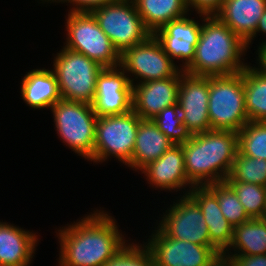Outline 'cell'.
<instances>
[{"mask_svg": "<svg viewBox=\"0 0 266 266\" xmlns=\"http://www.w3.org/2000/svg\"><path fill=\"white\" fill-rule=\"evenodd\" d=\"M257 51L258 54H266V40L260 44Z\"/></svg>", "mask_w": 266, "mask_h": 266, "instance_id": "74e56055", "label": "cell"}, {"mask_svg": "<svg viewBox=\"0 0 266 266\" xmlns=\"http://www.w3.org/2000/svg\"><path fill=\"white\" fill-rule=\"evenodd\" d=\"M265 8L266 0H224L215 16L246 43L255 34Z\"/></svg>", "mask_w": 266, "mask_h": 266, "instance_id": "d6986e66", "label": "cell"}, {"mask_svg": "<svg viewBox=\"0 0 266 266\" xmlns=\"http://www.w3.org/2000/svg\"><path fill=\"white\" fill-rule=\"evenodd\" d=\"M207 186L216 194L222 214L233 227L250 219L234 189L226 181L215 182Z\"/></svg>", "mask_w": 266, "mask_h": 266, "instance_id": "4316f807", "label": "cell"}, {"mask_svg": "<svg viewBox=\"0 0 266 266\" xmlns=\"http://www.w3.org/2000/svg\"><path fill=\"white\" fill-rule=\"evenodd\" d=\"M90 12L120 55L152 34L145 27L133 0H119Z\"/></svg>", "mask_w": 266, "mask_h": 266, "instance_id": "9c48e42d", "label": "cell"}, {"mask_svg": "<svg viewBox=\"0 0 266 266\" xmlns=\"http://www.w3.org/2000/svg\"><path fill=\"white\" fill-rule=\"evenodd\" d=\"M259 32L266 34V8H265L261 18L259 19L255 34L245 43L246 48H249V45L251 44L252 40H254L253 38H255L257 33H259Z\"/></svg>", "mask_w": 266, "mask_h": 266, "instance_id": "e575fe53", "label": "cell"}, {"mask_svg": "<svg viewBox=\"0 0 266 266\" xmlns=\"http://www.w3.org/2000/svg\"><path fill=\"white\" fill-rule=\"evenodd\" d=\"M234 249V253L229 251ZM223 255L266 254V220L252 218L233 228L232 241Z\"/></svg>", "mask_w": 266, "mask_h": 266, "instance_id": "603a6c76", "label": "cell"}, {"mask_svg": "<svg viewBox=\"0 0 266 266\" xmlns=\"http://www.w3.org/2000/svg\"><path fill=\"white\" fill-rule=\"evenodd\" d=\"M120 67L103 68L98 74L92 103L97 117L120 115L132 110L134 78ZM129 76V77H128Z\"/></svg>", "mask_w": 266, "mask_h": 266, "instance_id": "4fadbf2b", "label": "cell"}, {"mask_svg": "<svg viewBox=\"0 0 266 266\" xmlns=\"http://www.w3.org/2000/svg\"><path fill=\"white\" fill-rule=\"evenodd\" d=\"M140 120L133 110L120 115L98 117L93 163H102L108 157L114 156L128 165L132 161Z\"/></svg>", "mask_w": 266, "mask_h": 266, "instance_id": "ba28073f", "label": "cell"}, {"mask_svg": "<svg viewBox=\"0 0 266 266\" xmlns=\"http://www.w3.org/2000/svg\"><path fill=\"white\" fill-rule=\"evenodd\" d=\"M38 236L29 230L0 222V266H29Z\"/></svg>", "mask_w": 266, "mask_h": 266, "instance_id": "ffe728a7", "label": "cell"}, {"mask_svg": "<svg viewBox=\"0 0 266 266\" xmlns=\"http://www.w3.org/2000/svg\"><path fill=\"white\" fill-rule=\"evenodd\" d=\"M63 143L79 156L93 161L97 115L92 104L61 99L51 108Z\"/></svg>", "mask_w": 266, "mask_h": 266, "instance_id": "5b68a950", "label": "cell"}, {"mask_svg": "<svg viewBox=\"0 0 266 266\" xmlns=\"http://www.w3.org/2000/svg\"><path fill=\"white\" fill-rule=\"evenodd\" d=\"M243 84L248 120L266 122V74L249 64L243 70Z\"/></svg>", "mask_w": 266, "mask_h": 266, "instance_id": "d4e9b609", "label": "cell"}, {"mask_svg": "<svg viewBox=\"0 0 266 266\" xmlns=\"http://www.w3.org/2000/svg\"><path fill=\"white\" fill-rule=\"evenodd\" d=\"M180 145L188 180L194 186H206L229 176L238 152L237 132L209 130Z\"/></svg>", "mask_w": 266, "mask_h": 266, "instance_id": "3957f363", "label": "cell"}, {"mask_svg": "<svg viewBox=\"0 0 266 266\" xmlns=\"http://www.w3.org/2000/svg\"><path fill=\"white\" fill-rule=\"evenodd\" d=\"M120 67L135 79L139 77L140 82L137 83L167 79L181 69L165 53L153 34L144 42L126 49L120 55Z\"/></svg>", "mask_w": 266, "mask_h": 266, "instance_id": "30bf717a", "label": "cell"}, {"mask_svg": "<svg viewBox=\"0 0 266 266\" xmlns=\"http://www.w3.org/2000/svg\"><path fill=\"white\" fill-rule=\"evenodd\" d=\"M93 212L58 230L59 266H104L126 244L114 217Z\"/></svg>", "mask_w": 266, "mask_h": 266, "instance_id": "6da1fadb", "label": "cell"}, {"mask_svg": "<svg viewBox=\"0 0 266 266\" xmlns=\"http://www.w3.org/2000/svg\"><path fill=\"white\" fill-rule=\"evenodd\" d=\"M53 62L61 99L92 104L103 67L87 56L63 47Z\"/></svg>", "mask_w": 266, "mask_h": 266, "instance_id": "8992f818", "label": "cell"}, {"mask_svg": "<svg viewBox=\"0 0 266 266\" xmlns=\"http://www.w3.org/2000/svg\"><path fill=\"white\" fill-rule=\"evenodd\" d=\"M180 70L167 79L151 80L133 85L132 110L141 119H153L168 106L177 104Z\"/></svg>", "mask_w": 266, "mask_h": 266, "instance_id": "2e32d148", "label": "cell"}, {"mask_svg": "<svg viewBox=\"0 0 266 266\" xmlns=\"http://www.w3.org/2000/svg\"><path fill=\"white\" fill-rule=\"evenodd\" d=\"M104 266H155L151 250L145 244H125Z\"/></svg>", "mask_w": 266, "mask_h": 266, "instance_id": "4dcf8cb0", "label": "cell"}, {"mask_svg": "<svg viewBox=\"0 0 266 266\" xmlns=\"http://www.w3.org/2000/svg\"><path fill=\"white\" fill-rule=\"evenodd\" d=\"M209 76H195L180 69L178 106L182 123L189 132L204 133L211 129L209 113Z\"/></svg>", "mask_w": 266, "mask_h": 266, "instance_id": "5bb4252c", "label": "cell"}, {"mask_svg": "<svg viewBox=\"0 0 266 266\" xmlns=\"http://www.w3.org/2000/svg\"><path fill=\"white\" fill-rule=\"evenodd\" d=\"M263 217H266V207H265V211H264V216Z\"/></svg>", "mask_w": 266, "mask_h": 266, "instance_id": "f35d334b", "label": "cell"}, {"mask_svg": "<svg viewBox=\"0 0 266 266\" xmlns=\"http://www.w3.org/2000/svg\"><path fill=\"white\" fill-rule=\"evenodd\" d=\"M226 180L266 187V160L245 156L237 152Z\"/></svg>", "mask_w": 266, "mask_h": 266, "instance_id": "83f0119b", "label": "cell"}, {"mask_svg": "<svg viewBox=\"0 0 266 266\" xmlns=\"http://www.w3.org/2000/svg\"><path fill=\"white\" fill-rule=\"evenodd\" d=\"M188 9H195L198 14L215 15L221 8L224 0H185Z\"/></svg>", "mask_w": 266, "mask_h": 266, "instance_id": "1f68e13d", "label": "cell"}, {"mask_svg": "<svg viewBox=\"0 0 266 266\" xmlns=\"http://www.w3.org/2000/svg\"><path fill=\"white\" fill-rule=\"evenodd\" d=\"M65 46L97 62L103 68L120 66V54L99 27L91 12L69 11Z\"/></svg>", "mask_w": 266, "mask_h": 266, "instance_id": "52a82bcc", "label": "cell"}, {"mask_svg": "<svg viewBox=\"0 0 266 266\" xmlns=\"http://www.w3.org/2000/svg\"><path fill=\"white\" fill-rule=\"evenodd\" d=\"M258 69H260L263 73L266 74V54H258Z\"/></svg>", "mask_w": 266, "mask_h": 266, "instance_id": "8d00e7d4", "label": "cell"}, {"mask_svg": "<svg viewBox=\"0 0 266 266\" xmlns=\"http://www.w3.org/2000/svg\"><path fill=\"white\" fill-rule=\"evenodd\" d=\"M174 144L162 133L152 119L139 122L132 161L127 165L136 171L157 160Z\"/></svg>", "mask_w": 266, "mask_h": 266, "instance_id": "44dd1931", "label": "cell"}, {"mask_svg": "<svg viewBox=\"0 0 266 266\" xmlns=\"http://www.w3.org/2000/svg\"><path fill=\"white\" fill-rule=\"evenodd\" d=\"M225 256L232 258L237 266H266V254Z\"/></svg>", "mask_w": 266, "mask_h": 266, "instance_id": "836d02e7", "label": "cell"}, {"mask_svg": "<svg viewBox=\"0 0 266 266\" xmlns=\"http://www.w3.org/2000/svg\"><path fill=\"white\" fill-rule=\"evenodd\" d=\"M238 153L266 160V122L249 121L237 133Z\"/></svg>", "mask_w": 266, "mask_h": 266, "instance_id": "484cf974", "label": "cell"}, {"mask_svg": "<svg viewBox=\"0 0 266 266\" xmlns=\"http://www.w3.org/2000/svg\"><path fill=\"white\" fill-rule=\"evenodd\" d=\"M199 16H202L204 23L195 47V56L183 71L195 76H220L242 72L247 66V63L242 61L248 50L245 43L215 15Z\"/></svg>", "mask_w": 266, "mask_h": 266, "instance_id": "7a4b0ae2", "label": "cell"}, {"mask_svg": "<svg viewBox=\"0 0 266 266\" xmlns=\"http://www.w3.org/2000/svg\"><path fill=\"white\" fill-rule=\"evenodd\" d=\"M201 209L209 229L210 243L222 254L230 245L233 226L219 208L216 194L206 186H194L185 192Z\"/></svg>", "mask_w": 266, "mask_h": 266, "instance_id": "ac0fdd59", "label": "cell"}, {"mask_svg": "<svg viewBox=\"0 0 266 266\" xmlns=\"http://www.w3.org/2000/svg\"><path fill=\"white\" fill-rule=\"evenodd\" d=\"M235 191L250 219L263 218L266 207V187L252 183L225 180Z\"/></svg>", "mask_w": 266, "mask_h": 266, "instance_id": "f546056e", "label": "cell"}, {"mask_svg": "<svg viewBox=\"0 0 266 266\" xmlns=\"http://www.w3.org/2000/svg\"><path fill=\"white\" fill-rule=\"evenodd\" d=\"M146 242L155 266H210L221 254L214 246H202L167 236L159 227Z\"/></svg>", "mask_w": 266, "mask_h": 266, "instance_id": "8fae6325", "label": "cell"}, {"mask_svg": "<svg viewBox=\"0 0 266 266\" xmlns=\"http://www.w3.org/2000/svg\"><path fill=\"white\" fill-rule=\"evenodd\" d=\"M145 27L153 34L172 20L186 16L185 0H133Z\"/></svg>", "mask_w": 266, "mask_h": 266, "instance_id": "cb8c5ba5", "label": "cell"}, {"mask_svg": "<svg viewBox=\"0 0 266 266\" xmlns=\"http://www.w3.org/2000/svg\"><path fill=\"white\" fill-rule=\"evenodd\" d=\"M145 174L148 184L163 190H179L194 185L188 180L185 171L184 152L181 145H173L157 160L140 170Z\"/></svg>", "mask_w": 266, "mask_h": 266, "instance_id": "e0dca14e", "label": "cell"}, {"mask_svg": "<svg viewBox=\"0 0 266 266\" xmlns=\"http://www.w3.org/2000/svg\"><path fill=\"white\" fill-rule=\"evenodd\" d=\"M210 266H237L232 258L220 254Z\"/></svg>", "mask_w": 266, "mask_h": 266, "instance_id": "d590c367", "label": "cell"}, {"mask_svg": "<svg viewBox=\"0 0 266 266\" xmlns=\"http://www.w3.org/2000/svg\"><path fill=\"white\" fill-rule=\"evenodd\" d=\"M152 121L174 145L186 143L192 137V134L189 132L186 125L182 123L178 103L164 108L152 119Z\"/></svg>", "mask_w": 266, "mask_h": 266, "instance_id": "f1b7e54d", "label": "cell"}, {"mask_svg": "<svg viewBox=\"0 0 266 266\" xmlns=\"http://www.w3.org/2000/svg\"><path fill=\"white\" fill-rule=\"evenodd\" d=\"M44 2H57L60 3H70L72 4L73 8L70 9V11H86L90 12L91 10L103 6L105 4H110L119 0H41Z\"/></svg>", "mask_w": 266, "mask_h": 266, "instance_id": "d6a6232c", "label": "cell"}, {"mask_svg": "<svg viewBox=\"0 0 266 266\" xmlns=\"http://www.w3.org/2000/svg\"><path fill=\"white\" fill-rule=\"evenodd\" d=\"M201 28L202 24L183 16L166 23L153 35L173 62L175 59L182 60L181 70H184L194 59Z\"/></svg>", "mask_w": 266, "mask_h": 266, "instance_id": "9a60e30c", "label": "cell"}, {"mask_svg": "<svg viewBox=\"0 0 266 266\" xmlns=\"http://www.w3.org/2000/svg\"><path fill=\"white\" fill-rule=\"evenodd\" d=\"M180 198L166 210L158 227L173 239L213 246L205 218L197 203L189 195Z\"/></svg>", "mask_w": 266, "mask_h": 266, "instance_id": "7c38bea8", "label": "cell"}, {"mask_svg": "<svg viewBox=\"0 0 266 266\" xmlns=\"http://www.w3.org/2000/svg\"><path fill=\"white\" fill-rule=\"evenodd\" d=\"M21 96L34 109L51 108L61 100L56 76L52 70L33 69L22 79Z\"/></svg>", "mask_w": 266, "mask_h": 266, "instance_id": "7402d4cb", "label": "cell"}, {"mask_svg": "<svg viewBox=\"0 0 266 266\" xmlns=\"http://www.w3.org/2000/svg\"><path fill=\"white\" fill-rule=\"evenodd\" d=\"M208 113L212 130L239 132L248 122L243 71L209 76Z\"/></svg>", "mask_w": 266, "mask_h": 266, "instance_id": "277c9868", "label": "cell"}]
</instances>
